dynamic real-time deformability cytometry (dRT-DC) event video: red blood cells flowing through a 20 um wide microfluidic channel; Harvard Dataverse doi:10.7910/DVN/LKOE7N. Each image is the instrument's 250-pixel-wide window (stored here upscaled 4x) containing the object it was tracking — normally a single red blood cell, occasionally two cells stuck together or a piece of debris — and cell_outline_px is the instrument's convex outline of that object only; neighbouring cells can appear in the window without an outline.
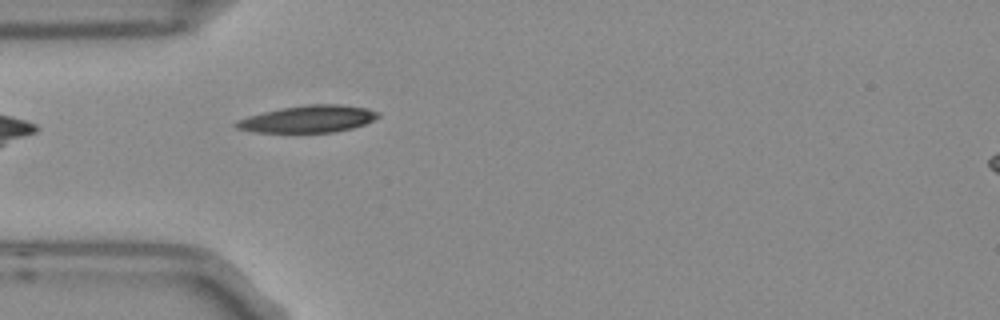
{"species": "Egyptian fruit bat (a non-hibernating species)", "species_latin": "Rousettus aegyptiacus", "temperature_condition": "room temperature", "stored_images_in_passage": 3, "segment_of_instrument_passage": [1, 2], "camera_frame_rate_fps": 3000, "um_per_image_px": 0.085, "frame": {"image": 1, "passage_image": 2, "time_ms": 0.333, "image_size_px": [1000, 320], "cell_outline_px": [[380, 116], [364, 124], [352, 128], [332, 132], [252, 132], [236, 128], [232, 124], [236, 120], [248, 116], [280, 108], [304, 104], [340, 104], [368, 108], [380, 112]], "centroid_in_image_um": [26.17, 10.1], "position_along_channel_um": 58.8, "area_um2": 22.48}}